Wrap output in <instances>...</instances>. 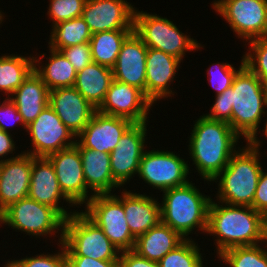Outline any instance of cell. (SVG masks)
<instances>
[{"label":"cell","mask_w":267,"mask_h":267,"mask_svg":"<svg viewBox=\"0 0 267 267\" xmlns=\"http://www.w3.org/2000/svg\"><path fill=\"white\" fill-rule=\"evenodd\" d=\"M267 89L262 81L244 66L235 76L233 84L215 96L207 118L228 123L245 142H251L261 129L266 115ZM259 129V131H258Z\"/></svg>","instance_id":"6da1fadb"},{"label":"cell","mask_w":267,"mask_h":267,"mask_svg":"<svg viewBox=\"0 0 267 267\" xmlns=\"http://www.w3.org/2000/svg\"><path fill=\"white\" fill-rule=\"evenodd\" d=\"M194 122L188 137L189 156L196 172L209 184L240 148L237 144L242 137L228 123L209 119L204 114Z\"/></svg>","instance_id":"7a4b0ae2"},{"label":"cell","mask_w":267,"mask_h":267,"mask_svg":"<svg viewBox=\"0 0 267 267\" xmlns=\"http://www.w3.org/2000/svg\"><path fill=\"white\" fill-rule=\"evenodd\" d=\"M206 233L216 237V256L230 248L267 241L262 213L253 207L230 205L214 199L209 206Z\"/></svg>","instance_id":"3957f363"},{"label":"cell","mask_w":267,"mask_h":267,"mask_svg":"<svg viewBox=\"0 0 267 267\" xmlns=\"http://www.w3.org/2000/svg\"><path fill=\"white\" fill-rule=\"evenodd\" d=\"M255 137L232 155L227 166L211 181L218 182L216 200L252 207L260 173L262 140ZM261 152V153H260Z\"/></svg>","instance_id":"277c9868"},{"label":"cell","mask_w":267,"mask_h":267,"mask_svg":"<svg viewBox=\"0 0 267 267\" xmlns=\"http://www.w3.org/2000/svg\"><path fill=\"white\" fill-rule=\"evenodd\" d=\"M162 198V223L170 226L184 239H191L189 235H192L195 229L206 234L211 196L201 193L200 189L189 181L182 186L163 191Z\"/></svg>","instance_id":"5b68a950"},{"label":"cell","mask_w":267,"mask_h":267,"mask_svg":"<svg viewBox=\"0 0 267 267\" xmlns=\"http://www.w3.org/2000/svg\"><path fill=\"white\" fill-rule=\"evenodd\" d=\"M62 243L66 256L119 260L120 250L83 210L65 219Z\"/></svg>","instance_id":"8992f818"},{"label":"cell","mask_w":267,"mask_h":267,"mask_svg":"<svg viewBox=\"0 0 267 267\" xmlns=\"http://www.w3.org/2000/svg\"><path fill=\"white\" fill-rule=\"evenodd\" d=\"M64 222L65 218L56 209L28 197L11 204L0 214V225L25 232L31 235L30 238L56 237L55 233L60 234L58 244L63 241Z\"/></svg>","instance_id":"52a82bcc"},{"label":"cell","mask_w":267,"mask_h":267,"mask_svg":"<svg viewBox=\"0 0 267 267\" xmlns=\"http://www.w3.org/2000/svg\"><path fill=\"white\" fill-rule=\"evenodd\" d=\"M134 32L148 48L163 51L181 61L187 51L194 52L204 47L190 35L182 33L167 17L140 12L137 8L134 13Z\"/></svg>","instance_id":"ba28073f"},{"label":"cell","mask_w":267,"mask_h":267,"mask_svg":"<svg viewBox=\"0 0 267 267\" xmlns=\"http://www.w3.org/2000/svg\"><path fill=\"white\" fill-rule=\"evenodd\" d=\"M211 3L243 42L267 37V0H214Z\"/></svg>","instance_id":"9c48e42d"},{"label":"cell","mask_w":267,"mask_h":267,"mask_svg":"<svg viewBox=\"0 0 267 267\" xmlns=\"http://www.w3.org/2000/svg\"><path fill=\"white\" fill-rule=\"evenodd\" d=\"M83 212L95 222L121 251L134 250L136 237L131 233L122 202L111 194L94 195Z\"/></svg>","instance_id":"30bf717a"},{"label":"cell","mask_w":267,"mask_h":267,"mask_svg":"<svg viewBox=\"0 0 267 267\" xmlns=\"http://www.w3.org/2000/svg\"><path fill=\"white\" fill-rule=\"evenodd\" d=\"M191 165L180 154L168 150H145L137 176L152 189L160 192L182 186L189 182L188 175Z\"/></svg>","instance_id":"8fae6325"},{"label":"cell","mask_w":267,"mask_h":267,"mask_svg":"<svg viewBox=\"0 0 267 267\" xmlns=\"http://www.w3.org/2000/svg\"><path fill=\"white\" fill-rule=\"evenodd\" d=\"M25 132L31 137L33 150L23 152L33 157H48L76 144V136L49 105L27 126Z\"/></svg>","instance_id":"7c38bea8"},{"label":"cell","mask_w":267,"mask_h":267,"mask_svg":"<svg viewBox=\"0 0 267 267\" xmlns=\"http://www.w3.org/2000/svg\"><path fill=\"white\" fill-rule=\"evenodd\" d=\"M147 125L148 122L133 123L110 153L113 179L122 188L138 173L142 155L147 148Z\"/></svg>","instance_id":"4fadbf2b"},{"label":"cell","mask_w":267,"mask_h":267,"mask_svg":"<svg viewBox=\"0 0 267 267\" xmlns=\"http://www.w3.org/2000/svg\"><path fill=\"white\" fill-rule=\"evenodd\" d=\"M47 158L54 166L63 194L77 208L85 205L94 194L90 193L91 191L87 188L79 149L74 145L53 153Z\"/></svg>","instance_id":"5bb4252c"},{"label":"cell","mask_w":267,"mask_h":267,"mask_svg":"<svg viewBox=\"0 0 267 267\" xmlns=\"http://www.w3.org/2000/svg\"><path fill=\"white\" fill-rule=\"evenodd\" d=\"M154 104L138 88L113 79L105 99L97 111L101 114L126 118L133 123L149 122Z\"/></svg>","instance_id":"9a60e30c"},{"label":"cell","mask_w":267,"mask_h":267,"mask_svg":"<svg viewBox=\"0 0 267 267\" xmlns=\"http://www.w3.org/2000/svg\"><path fill=\"white\" fill-rule=\"evenodd\" d=\"M126 0H86L81 17L92 34L111 30H134L135 7Z\"/></svg>","instance_id":"2e32d148"},{"label":"cell","mask_w":267,"mask_h":267,"mask_svg":"<svg viewBox=\"0 0 267 267\" xmlns=\"http://www.w3.org/2000/svg\"><path fill=\"white\" fill-rule=\"evenodd\" d=\"M28 198L39 203L49 205L56 209L65 219L73 215L77 210H67L61 201L67 202L70 207H76L61 191L53 164L47 157L32 156L31 180Z\"/></svg>","instance_id":"e0dca14e"},{"label":"cell","mask_w":267,"mask_h":267,"mask_svg":"<svg viewBox=\"0 0 267 267\" xmlns=\"http://www.w3.org/2000/svg\"><path fill=\"white\" fill-rule=\"evenodd\" d=\"M181 60L160 50L147 48L145 96L154 104L172 98L176 93L170 85L178 74ZM177 72V73H176ZM171 83V84H170Z\"/></svg>","instance_id":"ac0fdd59"},{"label":"cell","mask_w":267,"mask_h":267,"mask_svg":"<svg viewBox=\"0 0 267 267\" xmlns=\"http://www.w3.org/2000/svg\"><path fill=\"white\" fill-rule=\"evenodd\" d=\"M132 121L96 111L88 125L78 134L76 141L83 147L111 153L118 145Z\"/></svg>","instance_id":"d6986e66"},{"label":"cell","mask_w":267,"mask_h":267,"mask_svg":"<svg viewBox=\"0 0 267 267\" xmlns=\"http://www.w3.org/2000/svg\"><path fill=\"white\" fill-rule=\"evenodd\" d=\"M49 106L76 137L97 111L75 87L51 90Z\"/></svg>","instance_id":"ffe728a7"},{"label":"cell","mask_w":267,"mask_h":267,"mask_svg":"<svg viewBox=\"0 0 267 267\" xmlns=\"http://www.w3.org/2000/svg\"><path fill=\"white\" fill-rule=\"evenodd\" d=\"M32 155H20L0 162V214L11 204L28 196Z\"/></svg>","instance_id":"44dd1931"},{"label":"cell","mask_w":267,"mask_h":267,"mask_svg":"<svg viewBox=\"0 0 267 267\" xmlns=\"http://www.w3.org/2000/svg\"><path fill=\"white\" fill-rule=\"evenodd\" d=\"M147 46L133 31L123 42L112 68L113 78L145 94Z\"/></svg>","instance_id":"7402d4cb"},{"label":"cell","mask_w":267,"mask_h":267,"mask_svg":"<svg viewBox=\"0 0 267 267\" xmlns=\"http://www.w3.org/2000/svg\"><path fill=\"white\" fill-rule=\"evenodd\" d=\"M121 195H115L123 204L127 224L137 238L148 232L161 221L160 203L155 197L123 188Z\"/></svg>","instance_id":"603a6c76"},{"label":"cell","mask_w":267,"mask_h":267,"mask_svg":"<svg viewBox=\"0 0 267 267\" xmlns=\"http://www.w3.org/2000/svg\"><path fill=\"white\" fill-rule=\"evenodd\" d=\"M75 146L79 149L84 178L91 193L111 194L116 188H121L112 176L110 153L83 148L77 141Z\"/></svg>","instance_id":"cb8c5ba5"},{"label":"cell","mask_w":267,"mask_h":267,"mask_svg":"<svg viewBox=\"0 0 267 267\" xmlns=\"http://www.w3.org/2000/svg\"><path fill=\"white\" fill-rule=\"evenodd\" d=\"M50 90L41 77L33 70L14 91L10 99L28 126L49 105Z\"/></svg>","instance_id":"d4e9b609"},{"label":"cell","mask_w":267,"mask_h":267,"mask_svg":"<svg viewBox=\"0 0 267 267\" xmlns=\"http://www.w3.org/2000/svg\"><path fill=\"white\" fill-rule=\"evenodd\" d=\"M183 240L184 238L170 226L160 221L148 232L136 238L134 251L150 261L159 262Z\"/></svg>","instance_id":"484cf974"},{"label":"cell","mask_w":267,"mask_h":267,"mask_svg":"<svg viewBox=\"0 0 267 267\" xmlns=\"http://www.w3.org/2000/svg\"><path fill=\"white\" fill-rule=\"evenodd\" d=\"M113 79L111 68L92 62L77 72L74 87L92 106L98 109Z\"/></svg>","instance_id":"4316f807"},{"label":"cell","mask_w":267,"mask_h":267,"mask_svg":"<svg viewBox=\"0 0 267 267\" xmlns=\"http://www.w3.org/2000/svg\"><path fill=\"white\" fill-rule=\"evenodd\" d=\"M50 55L45 65L41 60L46 54L34 56V71L41 77L47 88L51 91L56 88L74 87L76 74L73 65L59 50L49 48ZM42 58V59H41ZM42 64L41 66H39Z\"/></svg>","instance_id":"83f0119b"},{"label":"cell","mask_w":267,"mask_h":267,"mask_svg":"<svg viewBox=\"0 0 267 267\" xmlns=\"http://www.w3.org/2000/svg\"><path fill=\"white\" fill-rule=\"evenodd\" d=\"M34 70V55L2 54L0 56V92L10 97Z\"/></svg>","instance_id":"f1b7e54d"},{"label":"cell","mask_w":267,"mask_h":267,"mask_svg":"<svg viewBox=\"0 0 267 267\" xmlns=\"http://www.w3.org/2000/svg\"><path fill=\"white\" fill-rule=\"evenodd\" d=\"M133 31L111 30L92 34L89 43L93 62L112 69L123 42Z\"/></svg>","instance_id":"f546056e"},{"label":"cell","mask_w":267,"mask_h":267,"mask_svg":"<svg viewBox=\"0 0 267 267\" xmlns=\"http://www.w3.org/2000/svg\"><path fill=\"white\" fill-rule=\"evenodd\" d=\"M48 47L61 50L82 43L90 42L92 32L83 17L60 22L52 27Z\"/></svg>","instance_id":"4dcf8cb0"},{"label":"cell","mask_w":267,"mask_h":267,"mask_svg":"<svg viewBox=\"0 0 267 267\" xmlns=\"http://www.w3.org/2000/svg\"><path fill=\"white\" fill-rule=\"evenodd\" d=\"M263 244L230 248L217 258L229 267H267V241Z\"/></svg>","instance_id":"1f68e13d"},{"label":"cell","mask_w":267,"mask_h":267,"mask_svg":"<svg viewBox=\"0 0 267 267\" xmlns=\"http://www.w3.org/2000/svg\"><path fill=\"white\" fill-rule=\"evenodd\" d=\"M194 239H184L158 263L160 267H204L203 254Z\"/></svg>","instance_id":"d6a6232c"},{"label":"cell","mask_w":267,"mask_h":267,"mask_svg":"<svg viewBox=\"0 0 267 267\" xmlns=\"http://www.w3.org/2000/svg\"><path fill=\"white\" fill-rule=\"evenodd\" d=\"M248 52H244L245 66L254 73L267 89V37L248 41Z\"/></svg>","instance_id":"836d02e7"},{"label":"cell","mask_w":267,"mask_h":267,"mask_svg":"<svg viewBox=\"0 0 267 267\" xmlns=\"http://www.w3.org/2000/svg\"><path fill=\"white\" fill-rule=\"evenodd\" d=\"M239 68H235L232 64L216 62L207 69L208 81L210 86L216 90V95L223 93L228 87L233 84L236 74L245 66L243 56L241 57Z\"/></svg>","instance_id":"e575fe53"},{"label":"cell","mask_w":267,"mask_h":267,"mask_svg":"<svg viewBox=\"0 0 267 267\" xmlns=\"http://www.w3.org/2000/svg\"><path fill=\"white\" fill-rule=\"evenodd\" d=\"M61 246V247H60ZM59 252L49 254V252L38 254L22 259L6 261L10 267H68V260L64 250L63 243H60ZM61 250V251H60Z\"/></svg>","instance_id":"d590c367"},{"label":"cell","mask_w":267,"mask_h":267,"mask_svg":"<svg viewBox=\"0 0 267 267\" xmlns=\"http://www.w3.org/2000/svg\"><path fill=\"white\" fill-rule=\"evenodd\" d=\"M47 11L48 19L52 20L54 26L60 22L80 17L86 0H49Z\"/></svg>","instance_id":"8d00e7d4"},{"label":"cell","mask_w":267,"mask_h":267,"mask_svg":"<svg viewBox=\"0 0 267 267\" xmlns=\"http://www.w3.org/2000/svg\"><path fill=\"white\" fill-rule=\"evenodd\" d=\"M60 51L73 65L76 72L81 71L85 66L93 62L89 42L65 47Z\"/></svg>","instance_id":"74e56055"},{"label":"cell","mask_w":267,"mask_h":267,"mask_svg":"<svg viewBox=\"0 0 267 267\" xmlns=\"http://www.w3.org/2000/svg\"><path fill=\"white\" fill-rule=\"evenodd\" d=\"M8 122V123H7ZM15 122V123H12ZM11 123V124H10ZM18 123L21 124L23 129H27V125L24 123L23 117L18 112L15 103L10 99V97H6L3 100L2 105L0 106V128L1 131L10 133L12 131V126H16ZM11 126V127H10ZM10 127V128H9Z\"/></svg>","instance_id":"f35d334b"},{"label":"cell","mask_w":267,"mask_h":267,"mask_svg":"<svg viewBox=\"0 0 267 267\" xmlns=\"http://www.w3.org/2000/svg\"><path fill=\"white\" fill-rule=\"evenodd\" d=\"M118 261L119 267H160L158 262L144 258L134 250L121 251Z\"/></svg>","instance_id":"ab89813d"},{"label":"cell","mask_w":267,"mask_h":267,"mask_svg":"<svg viewBox=\"0 0 267 267\" xmlns=\"http://www.w3.org/2000/svg\"><path fill=\"white\" fill-rule=\"evenodd\" d=\"M252 207L264 214L267 212V170L263 169L260 173L257 188L255 191Z\"/></svg>","instance_id":"60d3db41"},{"label":"cell","mask_w":267,"mask_h":267,"mask_svg":"<svg viewBox=\"0 0 267 267\" xmlns=\"http://www.w3.org/2000/svg\"><path fill=\"white\" fill-rule=\"evenodd\" d=\"M68 267H119L118 260H98L86 256H67Z\"/></svg>","instance_id":"b9f144b4"},{"label":"cell","mask_w":267,"mask_h":267,"mask_svg":"<svg viewBox=\"0 0 267 267\" xmlns=\"http://www.w3.org/2000/svg\"><path fill=\"white\" fill-rule=\"evenodd\" d=\"M11 135V133L4 131L0 132V162L15 158L20 155L19 153H17L15 156L13 155L16 153L15 149L18 147H16V141L14 142V139ZM9 154H12L10 155L11 157H9Z\"/></svg>","instance_id":"7bdbcfd3"},{"label":"cell","mask_w":267,"mask_h":267,"mask_svg":"<svg viewBox=\"0 0 267 267\" xmlns=\"http://www.w3.org/2000/svg\"><path fill=\"white\" fill-rule=\"evenodd\" d=\"M265 116L267 117V110H266ZM263 121H265V123H264L265 125L263 126L264 129L262 128V132H264L263 135L267 138V118L265 120L263 119Z\"/></svg>","instance_id":"ee69618b"},{"label":"cell","mask_w":267,"mask_h":267,"mask_svg":"<svg viewBox=\"0 0 267 267\" xmlns=\"http://www.w3.org/2000/svg\"><path fill=\"white\" fill-rule=\"evenodd\" d=\"M263 221H264V232L267 235V212L263 214Z\"/></svg>","instance_id":"f6af8a7d"},{"label":"cell","mask_w":267,"mask_h":267,"mask_svg":"<svg viewBox=\"0 0 267 267\" xmlns=\"http://www.w3.org/2000/svg\"><path fill=\"white\" fill-rule=\"evenodd\" d=\"M4 13L0 10V24L4 21Z\"/></svg>","instance_id":"bcb514c9"},{"label":"cell","mask_w":267,"mask_h":267,"mask_svg":"<svg viewBox=\"0 0 267 267\" xmlns=\"http://www.w3.org/2000/svg\"><path fill=\"white\" fill-rule=\"evenodd\" d=\"M4 267H10L7 263L4 264Z\"/></svg>","instance_id":"7dc6e473"}]
</instances>
